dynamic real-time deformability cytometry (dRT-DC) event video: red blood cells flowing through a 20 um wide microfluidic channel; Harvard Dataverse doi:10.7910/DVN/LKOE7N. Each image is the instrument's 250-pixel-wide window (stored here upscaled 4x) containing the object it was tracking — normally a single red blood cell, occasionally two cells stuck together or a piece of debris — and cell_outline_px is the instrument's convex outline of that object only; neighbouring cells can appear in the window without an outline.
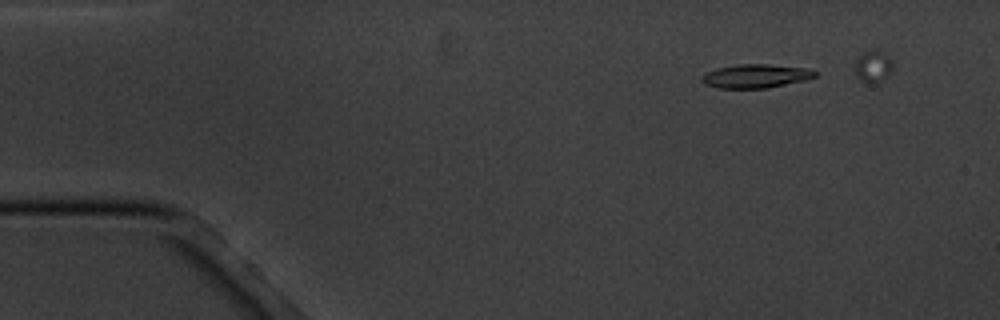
{"species": "common noctule bat (a hibernating species)", "species_latin": "Nyctalus noctula", "temperature_condition": "cold", "stored_images_in_passage": 4, "camera_frame_rate_fps": 3000, "um_per_image_px": 0.085, "animal": {"sex": "male", "body_mass_g": 20.1, "forearm_length_mm": 53.5}, "frame": {"image": 1, "passage_image": 1, "time_ms": 0.0, "image_size_px": [1000, 320], "cell_outline_px": [[816, 76], [804, 80], [768, 88], [716, 88], [704, 84], [700, 80], [700, 76], [704, 72], [716, 68], [736, 64], [768, 64], [812, 68], [816, 72]], "centroid_in_image_um": [64.19, 6.45], "position_along_channel_um": 20.8, "area_um2": 15.95}}